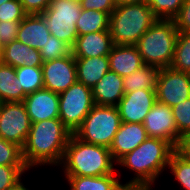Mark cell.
<instances>
[{
	"label": "cell",
	"instance_id": "obj_4",
	"mask_svg": "<svg viewBox=\"0 0 190 190\" xmlns=\"http://www.w3.org/2000/svg\"><path fill=\"white\" fill-rule=\"evenodd\" d=\"M157 19L147 3L117 5L109 22L114 45H137Z\"/></svg>",
	"mask_w": 190,
	"mask_h": 190
},
{
	"label": "cell",
	"instance_id": "obj_2",
	"mask_svg": "<svg viewBox=\"0 0 190 190\" xmlns=\"http://www.w3.org/2000/svg\"><path fill=\"white\" fill-rule=\"evenodd\" d=\"M176 149L160 138L148 137L132 152L116 162V167L126 168L134 173L124 185L137 186L144 190H153L163 173L167 172L172 153ZM166 170V171H165Z\"/></svg>",
	"mask_w": 190,
	"mask_h": 190
},
{
	"label": "cell",
	"instance_id": "obj_17",
	"mask_svg": "<svg viewBox=\"0 0 190 190\" xmlns=\"http://www.w3.org/2000/svg\"><path fill=\"white\" fill-rule=\"evenodd\" d=\"M51 33L41 14H27L20 21L17 40L31 48L41 50L47 43Z\"/></svg>",
	"mask_w": 190,
	"mask_h": 190
},
{
	"label": "cell",
	"instance_id": "obj_5",
	"mask_svg": "<svg viewBox=\"0 0 190 190\" xmlns=\"http://www.w3.org/2000/svg\"><path fill=\"white\" fill-rule=\"evenodd\" d=\"M178 35L173 19H157L136 45L144 64L159 69L170 67Z\"/></svg>",
	"mask_w": 190,
	"mask_h": 190
},
{
	"label": "cell",
	"instance_id": "obj_36",
	"mask_svg": "<svg viewBox=\"0 0 190 190\" xmlns=\"http://www.w3.org/2000/svg\"><path fill=\"white\" fill-rule=\"evenodd\" d=\"M20 21L0 22V41L3 45L17 39Z\"/></svg>",
	"mask_w": 190,
	"mask_h": 190
},
{
	"label": "cell",
	"instance_id": "obj_38",
	"mask_svg": "<svg viewBox=\"0 0 190 190\" xmlns=\"http://www.w3.org/2000/svg\"><path fill=\"white\" fill-rule=\"evenodd\" d=\"M51 0H20L27 14H41L50 5Z\"/></svg>",
	"mask_w": 190,
	"mask_h": 190
},
{
	"label": "cell",
	"instance_id": "obj_9",
	"mask_svg": "<svg viewBox=\"0 0 190 190\" xmlns=\"http://www.w3.org/2000/svg\"><path fill=\"white\" fill-rule=\"evenodd\" d=\"M32 122L23 102L0 103V137L23 147Z\"/></svg>",
	"mask_w": 190,
	"mask_h": 190
},
{
	"label": "cell",
	"instance_id": "obj_1",
	"mask_svg": "<svg viewBox=\"0 0 190 190\" xmlns=\"http://www.w3.org/2000/svg\"><path fill=\"white\" fill-rule=\"evenodd\" d=\"M72 132L59 118L32 123L22 147L23 159L29 170L59 167Z\"/></svg>",
	"mask_w": 190,
	"mask_h": 190
},
{
	"label": "cell",
	"instance_id": "obj_19",
	"mask_svg": "<svg viewBox=\"0 0 190 190\" xmlns=\"http://www.w3.org/2000/svg\"><path fill=\"white\" fill-rule=\"evenodd\" d=\"M0 62L14 68L41 67L43 64L39 50L31 48L17 39L4 45Z\"/></svg>",
	"mask_w": 190,
	"mask_h": 190
},
{
	"label": "cell",
	"instance_id": "obj_42",
	"mask_svg": "<svg viewBox=\"0 0 190 190\" xmlns=\"http://www.w3.org/2000/svg\"><path fill=\"white\" fill-rule=\"evenodd\" d=\"M184 148L190 153V137L186 140Z\"/></svg>",
	"mask_w": 190,
	"mask_h": 190
},
{
	"label": "cell",
	"instance_id": "obj_28",
	"mask_svg": "<svg viewBox=\"0 0 190 190\" xmlns=\"http://www.w3.org/2000/svg\"><path fill=\"white\" fill-rule=\"evenodd\" d=\"M170 67L181 72L190 71V32H179Z\"/></svg>",
	"mask_w": 190,
	"mask_h": 190
},
{
	"label": "cell",
	"instance_id": "obj_43",
	"mask_svg": "<svg viewBox=\"0 0 190 190\" xmlns=\"http://www.w3.org/2000/svg\"><path fill=\"white\" fill-rule=\"evenodd\" d=\"M3 47H4V45H3L2 42L0 41V56H1V54H2Z\"/></svg>",
	"mask_w": 190,
	"mask_h": 190
},
{
	"label": "cell",
	"instance_id": "obj_37",
	"mask_svg": "<svg viewBox=\"0 0 190 190\" xmlns=\"http://www.w3.org/2000/svg\"><path fill=\"white\" fill-rule=\"evenodd\" d=\"M114 0H82L81 8L85 10H97L107 12L109 15L116 8Z\"/></svg>",
	"mask_w": 190,
	"mask_h": 190
},
{
	"label": "cell",
	"instance_id": "obj_24",
	"mask_svg": "<svg viewBox=\"0 0 190 190\" xmlns=\"http://www.w3.org/2000/svg\"><path fill=\"white\" fill-rule=\"evenodd\" d=\"M160 69L149 65H144L132 74L123 77V87L125 92H132L138 89L156 90L157 77Z\"/></svg>",
	"mask_w": 190,
	"mask_h": 190
},
{
	"label": "cell",
	"instance_id": "obj_8",
	"mask_svg": "<svg viewBox=\"0 0 190 190\" xmlns=\"http://www.w3.org/2000/svg\"><path fill=\"white\" fill-rule=\"evenodd\" d=\"M94 105L92 89L76 82L59 93V119L74 134Z\"/></svg>",
	"mask_w": 190,
	"mask_h": 190
},
{
	"label": "cell",
	"instance_id": "obj_12",
	"mask_svg": "<svg viewBox=\"0 0 190 190\" xmlns=\"http://www.w3.org/2000/svg\"><path fill=\"white\" fill-rule=\"evenodd\" d=\"M44 89L61 93L77 82L76 62L70 53L65 57L43 62Z\"/></svg>",
	"mask_w": 190,
	"mask_h": 190
},
{
	"label": "cell",
	"instance_id": "obj_16",
	"mask_svg": "<svg viewBox=\"0 0 190 190\" xmlns=\"http://www.w3.org/2000/svg\"><path fill=\"white\" fill-rule=\"evenodd\" d=\"M147 138L146 129L142 123L121 122L109 148L113 160L117 162L124 155L136 149Z\"/></svg>",
	"mask_w": 190,
	"mask_h": 190
},
{
	"label": "cell",
	"instance_id": "obj_23",
	"mask_svg": "<svg viewBox=\"0 0 190 190\" xmlns=\"http://www.w3.org/2000/svg\"><path fill=\"white\" fill-rule=\"evenodd\" d=\"M26 96L18 83L15 68L0 62V102H23Z\"/></svg>",
	"mask_w": 190,
	"mask_h": 190
},
{
	"label": "cell",
	"instance_id": "obj_13",
	"mask_svg": "<svg viewBox=\"0 0 190 190\" xmlns=\"http://www.w3.org/2000/svg\"><path fill=\"white\" fill-rule=\"evenodd\" d=\"M156 101V90L138 89L125 92L117 105L121 122L143 123Z\"/></svg>",
	"mask_w": 190,
	"mask_h": 190
},
{
	"label": "cell",
	"instance_id": "obj_7",
	"mask_svg": "<svg viewBox=\"0 0 190 190\" xmlns=\"http://www.w3.org/2000/svg\"><path fill=\"white\" fill-rule=\"evenodd\" d=\"M81 11V4L70 0H51L49 7L41 15L51 35L72 48L78 36L76 22Z\"/></svg>",
	"mask_w": 190,
	"mask_h": 190
},
{
	"label": "cell",
	"instance_id": "obj_25",
	"mask_svg": "<svg viewBox=\"0 0 190 190\" xmlns=\"http://www.w3.org/2000/svg\"><path fill=\"white\" fill-rule=\"evenodd\" d=\"M110 15L107 12L82 9L76 22L78 36L99 31H109Z\"/></svg>",
	"mask_w": 190,
	"mask_h": 190
},
{
	"label": "cell",
	"instance_id": "obj_44",
	"mask_svg": "<svg viewBox=\"0 0 190 190\" xmlns=\"http://www.w3.org/2000/svg\"><path fill=\"white\" fill-rule=\"evenodd\" d=\"M70 1L78 3V4H81V2H82V0H70Z\"/></svg>",
	"mask_w": 190,
	"mask_h": 190
},
{
	"label": "cell",
	"instance_id": "obj_20",
	"mask_svg": "<svg viewBox=\"0 0 190 190\" xmlns=\"http://www.w3.org/2000/svg\"><path fill=\"white\" fill-rule=\"evenodd\" d=\"M96 105L117 106L124 96L123 77L109 70L93 87Z\"/></svg>",
	"mask_w": 190,
	"mask_h": 190
},
{
	"label": "cell",
	"instance_id": "obj_26",
	"mask_svg": "<svg viewBox=\"0 0 190 190\" xmlns=\"http://www.w3.org/2000/svg\"><path fill=\"white\" fill-rule=\"evenodd\" d=\"M167 170L184 190H190V153L185 148L172 153Z\"/></svg>",
	"mask_w": 190,
	"mask_h": 190
},
{
	"label": "cell",
	"instance_id": "obj_33",
	"mask_svg": "<svg viewBox=\"0 0 190 190\" xmlns=\"http://www.w3.org/2000/svg\"><path fill=\"white\" fill-rule=\"evenodd\" d=\"M70 53L71 48L53 35L49 37L45 46L40 50L43 62L65 57Z\"/></svg>",
	"mask_w": 190,
	"mask_h": 190
},
{
	"label": "cell",
	"instance_id": "obj_39",
	"mask_svg": "<svg viewBox=\"0 0 190 190\" xmlns=\"http://www.w3.org/2000/svg\"><path fill=\"white\" fill-rule=\"evenodd\" d=\"M116 5L147 3L148 0H114Z\"/></svg>",
	"mask_w": 190,
	"mask_h": 190
},
{
	"label": "cell",
	"instance_id": "obj_34",
	"mask_svg": "<svg viewBox=\"0 0 190 190\" xmlns=\"http://www.w3.org/2000/svg\"><path fill=\"white\" fill-rule=\"evenodd\" d=\"M26 15L20 0H11L0 5V22L22 21Z\"/></svg>",
	"mask_w": 190,
	"mask_h": 190
},
{
	"label": "cell",
	"instance_id": "obj_18",
	"mask_svg": "<svg viewBox=\"0 0 190 190\" xmlns=\"http://www.w3.org/2000/svg\"><path fill=\"white\" fill-rule=\"evenodd\" d=\"M110 70L124 77L144 66L136 45H114L108 55Z\"/></svg>",
	"mask_w": 190,
	"mask_h": 190
},
{
	"label": "cell",
	"instance_id": "obj_35",
	"mask_svg": "<svg viewBox=\"0 0 190 190\" xmlns=\"http://www.w3.org/2000/svg\"><path fill=\"white\" fill-rule=\"evenodd\" d=\"M173 21L178 32H190V0H185Z\"/></svg>",
	"mask_w": 190,
	"mask_h": 190
},
{
	"label": "cell",
	"instance_id": "obj_41",
	"mask_svg": "<svg viewBox=\"0 0 190 190\" xmlns=\"http://www.w3.org/2000/svg\"><path fill=\"white\" fill-rule=\"evenodd\" d=\"M119 190H144L137 186L123 185Z\"/></svg>",
	"mask_w": 190,
	"mask_h": 190
},
{
	"label": "cell",
	"instance_id": "obj_21",
	"mask_svg": "<svg viewBox=\"0 0 190 190\" xmlns=\"http://www.w3.org/2000/svg\"><path fill=\"white\" fill-rule=\"evenodd\" d=\"M77 82L92 87L110 70L108 56L75 58Z\"/></svg>",
	"mask_w": 190,
	"mask_h": 190
},
{
	"label": "cell",
	"instance_id": "obj_15",
	"mask_svg": "<svg viewBox=\"0 0 190 190\" xmlns=\"http://www.w3.org/2000/svg\"><path fill=\"white\" fill-rule=\"evenodd\" d=\"M113 46L110 31H99L77 36L71 53L74 58L108 56Z\"/></svg>",
	"mask_w": 190,
	"mask_h": 190
},
{
	"label": "cell",
	"instance_id": "obj_30",
	"mask_svg": "<svg viewBox=\"0 0 190 190\" xmlns=\"http://www.w3.org/2000/svg\"><path fill=\"white\" fill-rule=\"evenodd\" d=\"M172 108L178 135L186 142L190 137V98L174 105Z\"/></svg>",
	"mask_w": 190,
	"mask_h": 190
},
{
	"label": "cell",
	"instance_id": "obj_27",
	"mask_svg": "<svg viewBox=\"0 0 190 190\" xmlns=\"http://www.w3.org/2000/svg\"><path fill=\"white\" fill-rule=\"evenodd\" d=\"M15 72L16 77H18L20 88H23V91L26 94H30L44 88L43 73L41 67H17L15 68Z\"/></svg>",
	"mask_w": 190,
	"mask_h": 190
},
{
	"label": "cell",
	"instance_id": "obj_32",
	"mask_svg": "<svg viewBox=\"0 0 190 190\" xmlns=\"http://www.w3.org/2000/svg\"><path fill=\"white\" fill-rule=\"evenodd\" d=\"M0 165H26L22 147L0 137Z\"/></svg>",
	"mask_w": 190,
	"mask_h": 190
},
{
	"label": "cell",
	"instance_id": "obj_29",
	"mask_svg": "<svg viewBox=\"0 0 190 190\" xmlns=\"http://www.w3.org/2000/svg\"><path fill=\"white\" fill-rule=\"evenodd\" d=\"M30 170L27 165H0V190H10L24 180ZM23 177V178H22Z\"/></svg>",
	"mask_w": 190,
	"mask_h": 190
},
{
	"label": "cell",
	"instance_id": "obj_22",
	"mask_svg": "<svg viewBox=\"0 0 190 190\" xmlns=\"http://www.w3.org/2000/svg\"><path fill=\"white\" fill-rule=\"evenodd\" d=\"M68 190H119L124 184L116 174L103 176H65Z\"/></svg>",
	"mask_w": 190,
	"mask_h": 190
},
{
	"label": "cell",
	"instance_id": "obj_45",
	"mask_svg": "<svg viewBox=\"0 0 190 190\" xmlns=\"http://www.w3.org/2000/svg\"><path fill=\"white\" fill-rule=\"evenodd\" d=\"M8 1H11V0H0V5H2L5 2H8Z\"/></svg>",
	"mask_w": 190,
	"mask_h": 190
},
{
	"label": "cell",
	"instance_id": "obj_11",
	"mask_svg": "<svg viewBox=\"0 0 190 190\" xmlns=\"http://www.w3.org/2000/svg\"><path fill=\"white\" fill-rule=\"evenodd\" d=\"M157 101L169 107L190 98V77L186 72L172 69H160L156 85Z\"/></svg>",
	"mask_w": 190,
	"mask_h": 190
},
{
	"label": "cell",
	"instance_id": "obj_3",
	"mask_svg": "<svg viewBox=\"0 0 190 190\" xmlns=\"http://www.w3.org/2000/svg\"><path fill=\"white\" fill-rule=\"evenodd\" d=\"M110 149L81 141L71 135L61 165L63 176H103L116 174Z\"/></svg>",
	"mask_w": 190,
	"mask_h": 190
},
{
	"label": "cell",
	"instance_id": "obj_10",
	"mask_svg": "<svg viewBox=\"0 0 190 190\" xmlns=\"http://www.w3.org/2000/svg\"><path fill=\"white\" fill-rule=\"evenodd\" d=\"M148 137L169 142L175 149L184 148L185 141L178 135L172 108L156 101L142 123Z\"/></svg>",
	"mask_w": 190,
	"mask_h": 190
},
{
	"label": "cell",
	"instance_id": "obj_14",
	"mask_svg": "<svg viewBox=\"0 0 190 190\" xmlns=\"http://www.w3.org/2000/svg\"><path fill=\"white\" fill-rule=\"evenodd\" d=\"M23 103L32 123L59 118V93L43 88L27 94Z\"/></svg>",
	"mask_w": 190,
	"mask_h": 190
},
{
	"label": "cell",
	"instance_id": "obj_40",
	"mask_svg": "<svg viewBox=\"0 0 190 190\" xmlns=\"http://www.w3.org/2000/svg\"><path fill=\"white\" fill-rule=\"evenodd\" d=\"M29 186H26L23 182V180L17 184L14 188H11L10 190H31L28 188Z\"/></svg>",
	"mask_w": 190,
	"mask_h": 190
},
{
	"label": "cell",
	"instance_id": "obj_31",
	"mask_svg": "<svg viewBox=\"0 0 190 190\" xmlns=\"http://www.w3.org/2000/svg\"><path fill=\"white\" fill-rule=\"evenodd\" d=\"M185 0H148L147 4L158 19H173Z\"/></svg>",
	"mask_w": 190,
	"mask_h": 190
},
{
	"label": "cell",
	"instance_id": "obj_6",
	"mask_svg": "<svg viewBox=\"0 0 190 190\" xmlns=\"http://www.w3.org/2000/svg\"><path fill=\"white\" fill-rule=\"evenodd\" d=\"M120 124L117 106L95 104L74 135L83 142L110 148Z\"/></svg>",
	"mask_w": 190,
	"mask_h": 190
}]
</instances>
